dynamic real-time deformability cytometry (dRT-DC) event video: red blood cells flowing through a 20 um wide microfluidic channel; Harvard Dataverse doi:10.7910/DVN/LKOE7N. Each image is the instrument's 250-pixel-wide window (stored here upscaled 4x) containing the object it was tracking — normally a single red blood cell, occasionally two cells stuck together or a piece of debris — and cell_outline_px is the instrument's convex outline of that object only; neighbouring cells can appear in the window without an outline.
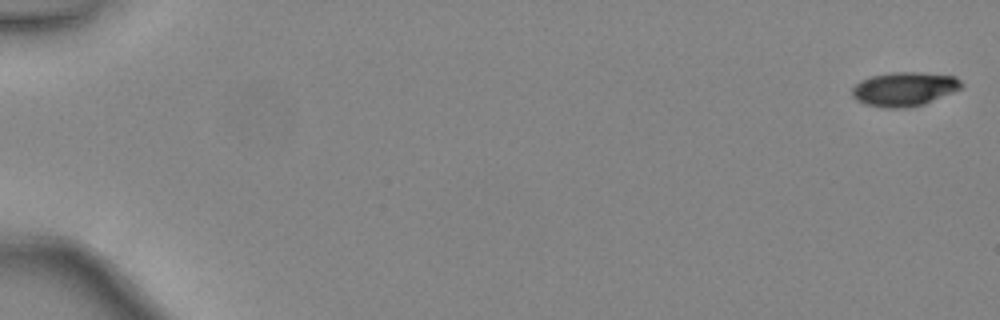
{"species": "common noctule bat (a hibernating species)", "species_latin": "Nyctalus noctula", "temperature_condition": "warm", "stored_images_in_passage": 48, "camera_frame_rate_fps": 3000, "um_per_image_px": 0.085, "animal": {"sex": "female", "body_mass_g": 24.6, "forearm_length_mm": 56.2}, "frame": {"image": 1, "passage_image": 1, "time_ms": 0.0, "image_size_px": [1000, 320], "cell_outline_px": [[964, 84], [960, 88], [952, 92], [924, 104], [908, 108], [884, 108], [868, 104], [856, 100], [852, 96], [852, 88], [860, 80], [872, 76], [892, 72], [920, 72], [956, 76]], "centroid_in_image_um": [76.86, 7.56], "position_along_channel_um": 8.1, "area_um2": 21.68}}
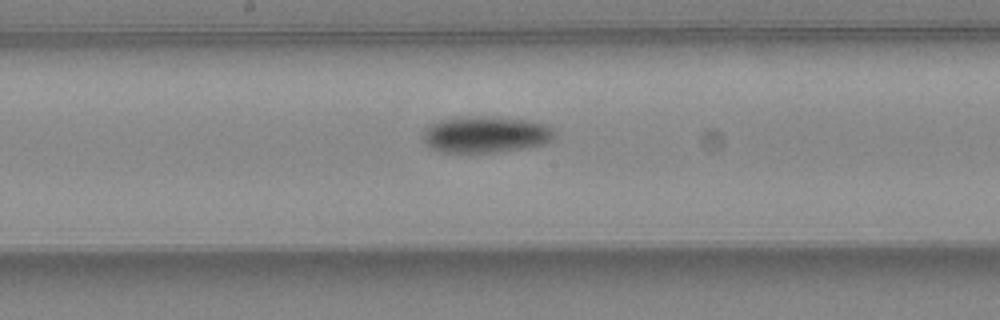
{"frame": {"image": 2, "passage_image": 27, "time_ms": 8.667, "image_size_px": [1000, 320], "cell_outline_px": [[556, 136], [552, 140], [544, 144], [528, 148], [496, 152], [440, 152], [424, 144], [424, 132], [432, 124], [440, 120], [468, 116], [492, 116], [532, 120], [544, 124], [552, 128]], "centroid_in_image_um": [41.34, 11.43], "position_along_channel_um": 206.9, "area_um2": 28.15}}
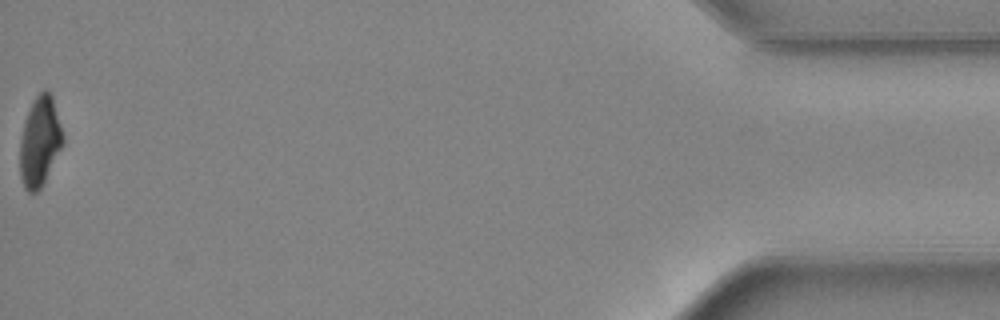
{"frame": {"image": 3, "passage_image": 48, "time_ms": 15.667, "image_size_px": [1000, 320], "cell_outline_px": [[64, 144], [40, 188], [36, 192], [28, 192], [24, 188], [20, 176], [20, 140], [24, 120], [36, 96], [44, 88], [48, 88], [52, 92], [64, 136]], "centroid_in_image_um": [3.4, 11.98], "position_along_channel_um": 431.8, "area_um2": 22.66}, "authors_computed_cell_mechanics": {"area_um2": 24.1026, "velocity_mm_per_s": 4.473, "shape_relaxation_time_tau1_ms": 3.2564, "shape_relaxation_time_tau2_ms": null, "deformation_change_tau1": 0.1572, "deformation_change_tau2": null}}